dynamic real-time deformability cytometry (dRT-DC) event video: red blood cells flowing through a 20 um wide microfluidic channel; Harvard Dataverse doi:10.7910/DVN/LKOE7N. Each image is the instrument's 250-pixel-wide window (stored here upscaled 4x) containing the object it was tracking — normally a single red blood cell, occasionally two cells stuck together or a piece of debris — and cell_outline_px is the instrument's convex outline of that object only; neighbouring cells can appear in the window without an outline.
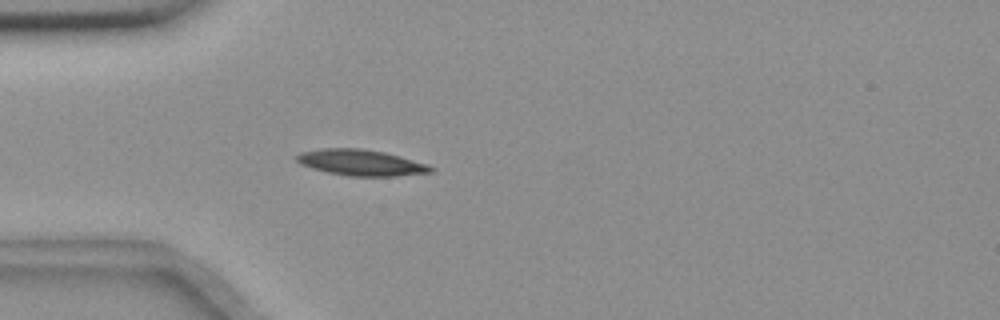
{"species": "common noctule bat (a hibernating species)", "species_latin": "Nyctalus noctula", "temperature_condition": "room temperature", "stored_images_in_passage": 57, "camera_frame_rate_fps": 3000, "um_per_image_px": 0.085, "animal": {"sex": "female", "body_mass_g": 18.4}, "frame": {"image": 1, "passage_image": 17, "time_ms": 5.333, "image_size_px": [1000, 320], "cell_outline_px": [[436, 168], [432, 172], [396, 176], [348, 176], [328, 172], [312, 168], [300, 164], [296, 160], [296, 156], [300, 152], [324, 148], [360, 148], [384, 152], [428, 164]], "centroid_in_image_um": [30.69, 13.82], "position_along_channel_um": 54.3, "area_um2": 20.29}}
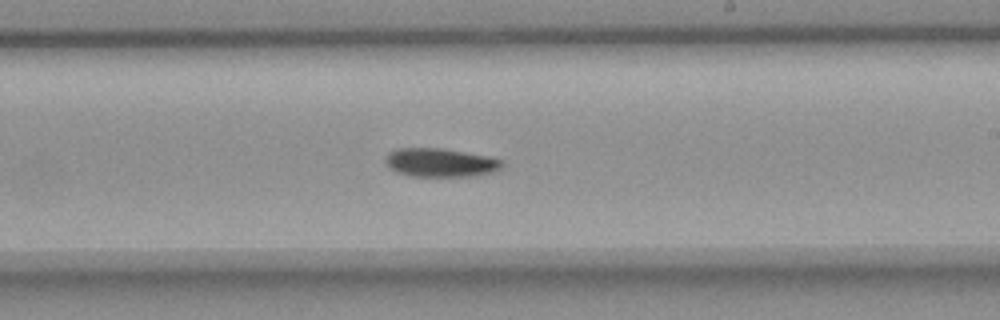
{"frame": {"image": 2, "passage_image": 34, "time_ms": 11.0, "image_size_px": [1000, 320], "cell_outline_px": [[504, 164], [500, 168], [492, 172], [472, 176], [412, 176], [396, 172], [384, 164], [384, 160], [388, 152], [396, 148], [440, 148], [488, 156], [504, 160]], "centroid_in_image_um": [37.4, 13.81], "position_along_channel_um": 251.6, "area_um2": 19.54}}
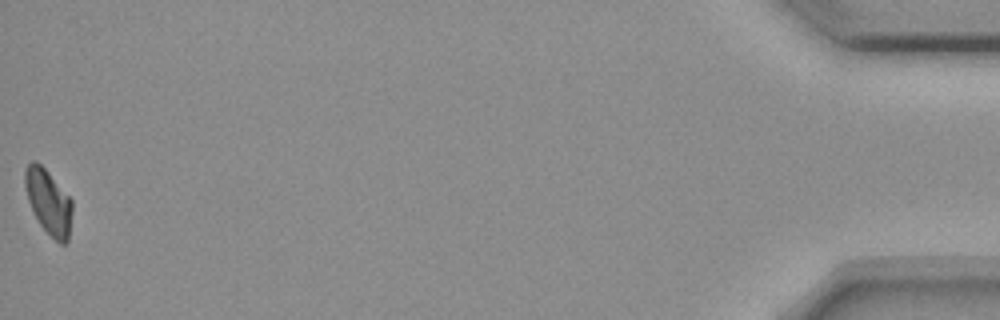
{"frame": {"image": 3, "passage_image": 57, "time_ms": 18.667, "image_size_px": [1000, 320], "cell_outline_px": [[72, 212], [68, 240], [64, 244], [60, 244], [40, 224], [28, 200], [24, 184], [24, 172], [28, 164], [32, 160], [36, 160], [48, 172], [72, 200]], "centroid_in_image_um": [4.12, 17.13], "position_along_channel_um": 431.1, "area_um2": 17.51}, "authors_computed_cell_mechanics": {"area_um2": 18.785, "velocity_mm_per_s": 3.6157, "shape_relaxation_time_tau1_ms": 4.2996, "shape_relaxation_time_tau2_ms": null, "deformation_change_tau1": 0.1193, "deformation_change_tau2": null}}